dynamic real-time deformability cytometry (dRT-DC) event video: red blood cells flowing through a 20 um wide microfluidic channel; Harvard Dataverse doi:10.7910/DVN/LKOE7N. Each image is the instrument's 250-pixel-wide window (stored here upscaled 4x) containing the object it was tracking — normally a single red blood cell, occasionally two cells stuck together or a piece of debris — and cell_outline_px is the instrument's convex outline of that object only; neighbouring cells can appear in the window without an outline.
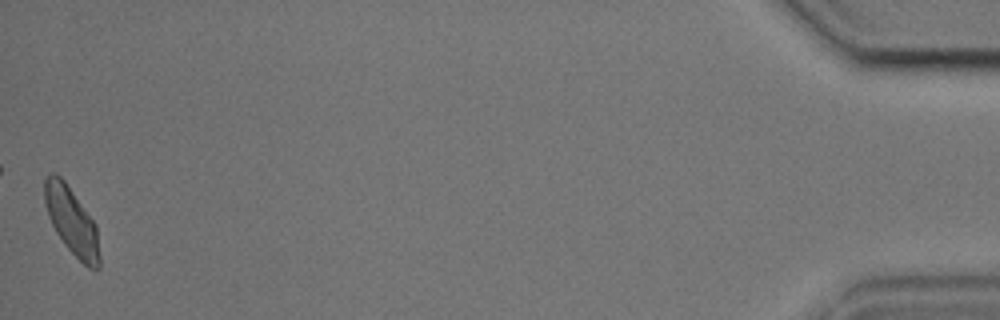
{"species": "common noctule bat (a hibernating species)", "species_latin": "Nyctalus noctula", "temperature_condition": "cold", "stored_images_in_passage": 53, "camera_frame_rate_fps": 3000, "um_per_image_px": 0.085, "animal": {"sex": "male", "body_mass_g": 17.9, "forearm_length_mm": 54.2}, "frame": {"image": 1, "passage_image": 53, "time_ms": 17.333, "image_size_px": [1000, 320], "cell_outline_px": [[100, 268], [88, 268], [64, 244], [56, 232], [48, 216], [44, 204], [44, 180], [52, 172], [56, 172], [64, 180], [96, 224], [100, 256]], "centroid_in_image_um": [6.08, 18.78], "position_along_channel_um": 429.1, "area_um2": 21.44}, "authors_computed_cell_mechanics": {"area_um2": 21.8484, "velocity_mm_per_s": 3.6219, "shape_relaxation_time_tau1_ms": 2.5167, "shape_relaxation_time_tau2_ms": 0.959, "deformation_change_tau1": 0.0947, "deformation_change_tau2": 0.061}}